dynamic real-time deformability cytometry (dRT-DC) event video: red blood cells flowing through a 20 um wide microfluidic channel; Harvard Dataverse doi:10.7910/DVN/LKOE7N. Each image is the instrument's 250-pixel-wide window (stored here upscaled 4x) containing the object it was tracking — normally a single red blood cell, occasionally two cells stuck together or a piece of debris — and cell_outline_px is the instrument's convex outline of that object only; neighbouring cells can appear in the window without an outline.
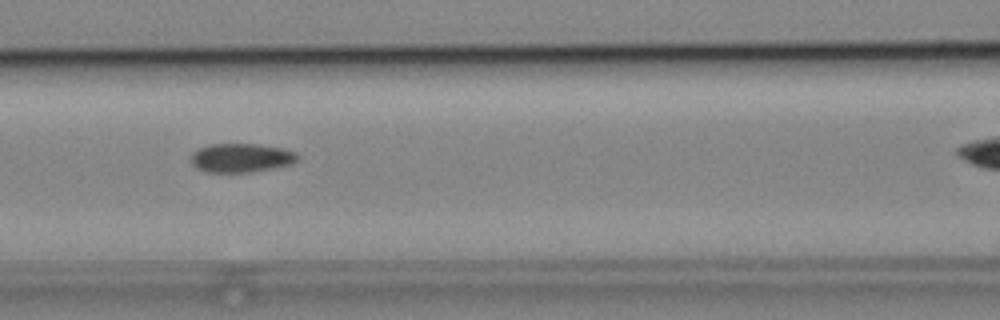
{"species": "common noctule bat (a hibernating species)", "species_latin": "Nyctalus noctula", "temperature_condition": "cold", "stored_images_in_passage": 6, "camera_frame_rate_fps": 3000, "um_per_image_px": 0.085, "animal": {"sex": "male", "body_mass_g": 19.2, "forearm_length_mm": 51.8}, "frame": {"image": 1, "passage_image": 3, "time_ms": 2.333, "image_size_px": [1000, 320], "cell_outline_px": [[300, 156], [292, 164], [276, 168], [248, 172], [204, 172], [196, 168], [192, 164], [192, 152], [208, 144], [260, 144], [284, 148], [296, 152]], "centroid_in_image_um": [20.53, 13.41], "position_along_channel_um": 146.1, "area_um2": 18.15}}